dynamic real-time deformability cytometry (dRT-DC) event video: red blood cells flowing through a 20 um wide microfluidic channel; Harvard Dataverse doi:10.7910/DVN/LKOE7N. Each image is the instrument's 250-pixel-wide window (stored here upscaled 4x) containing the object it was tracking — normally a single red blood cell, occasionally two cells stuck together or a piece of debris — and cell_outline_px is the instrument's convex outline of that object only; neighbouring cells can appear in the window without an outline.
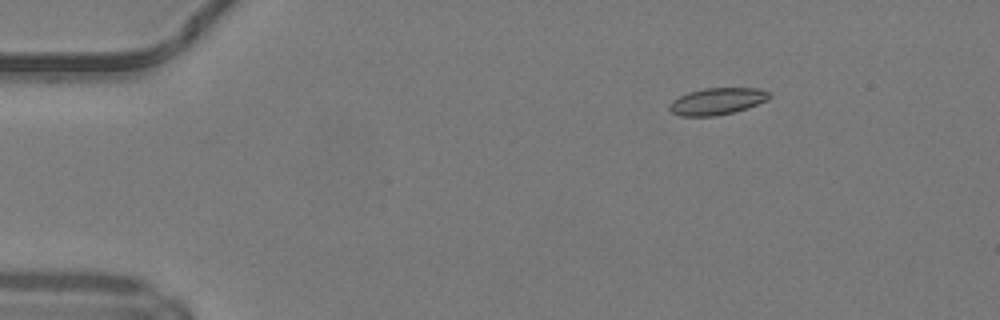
{"species": "common noctule bat (a hibernating species)", "species_latin": "Nyctalus noctula", "temperature_condition": "warm", "stored_images_in_passage": 13, "camera_frame_rate_fps": 3000, "um_per_image_px": 0.085, "animal": {"sex": "male", "body_mass_g": 19.2, "forearm_length_mm": 51.8}, "frame": {"image": 1, "passage_image": 1, "time_ms": 0.0, "image_size_px": [1000, 320], "cell_outline_px": [[772, 96], [768, 100], [732, 112], [716, 116], [680, 116], [672, 112], [668, 108], [672, 100], [688, 92], [704, 88], [760, 88], [768, 92]], "centroid_in_image_um": [60.94, 8.6], "position_along_channel_um": 24.1, "area_um2": 15.49}}
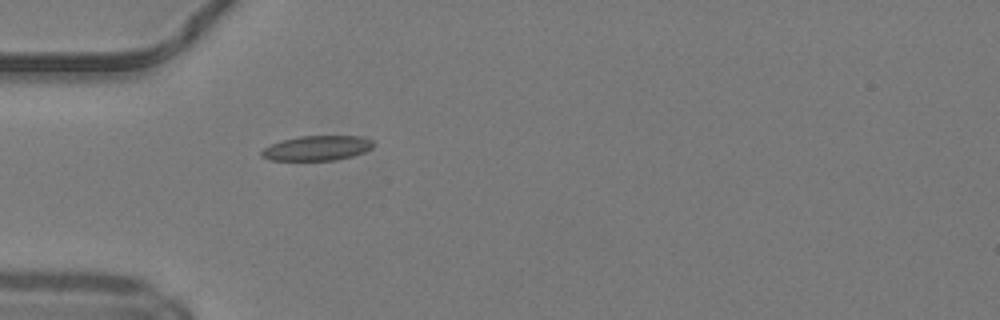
{"frame": {"image": 2, "passage_image": 9, "time_ms": 2.667, "image_size_px": [1000, 320], "cell_outline_px": [[372, 148], [364, 152], [352, 156], [336, 160], [268, 160], [260, 156], [260, 152], [264, 148], [272, 144], [284, 140], [300, 136], [364, 136], [372, 140]], "centroid_in_image_um": [26.95, 12.59], "position_along_channel_um": 58.1, "area_um2": 16.13}}
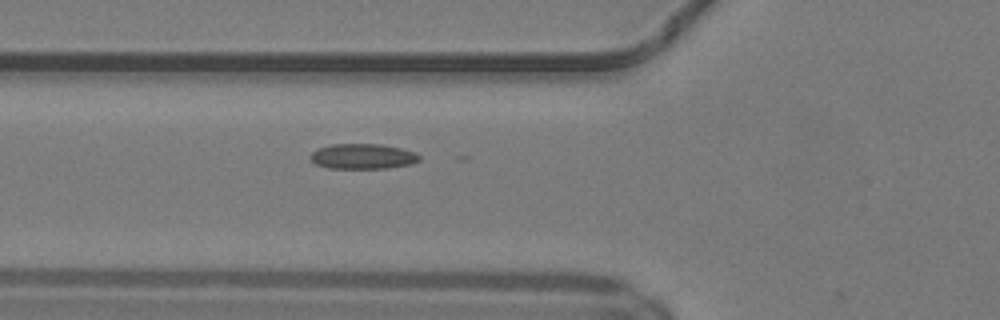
{"frame": {"image": 3, "passage_image": 12, "time_ms": 3.667, "image_size_px": [1000, 320], "cell_outline_px": [[420, 160], [412, 164], [388, 168], [328, 168], [316, 164], [312, 160], [312, 152], [320, 148], [332, 144], [380, 144], [400, 148], [416, 152], [420, 156]], "centroid_in_image_um": [30.89, 13.29], "position_along_channel_um": 94.9, "area_um2": 15.9}}